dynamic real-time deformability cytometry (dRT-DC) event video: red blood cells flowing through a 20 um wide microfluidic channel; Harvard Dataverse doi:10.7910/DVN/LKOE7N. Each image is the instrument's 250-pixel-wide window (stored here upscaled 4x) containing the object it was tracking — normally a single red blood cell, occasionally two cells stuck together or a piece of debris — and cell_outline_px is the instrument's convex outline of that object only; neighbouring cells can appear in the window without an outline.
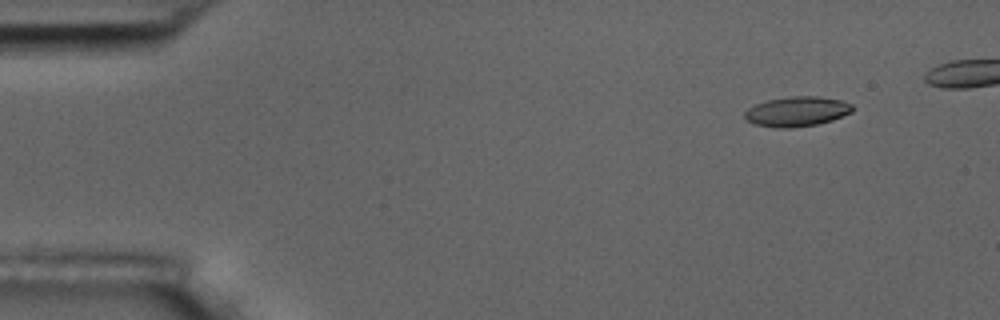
{"species": "common noctule bat (a hibernating species)", "species_latin": "Nyctalus noctula", "temperature_condition": "room temperature", "stored_images_in_passage": 6, "segment_of_instrument_passage": [1, 2], "camera_frame_rate_fps": 3000, "um_per_image_px": 0.085, "animal": {"sex": "male", "body_mass_g": 17.5, "forearm_length_mm": 52.3}, "frame": {"image": 1, "passage_image": 2, "time_ms": 1.333, "image_size_px": [1000, 320], "cell_outline_px": [[852, 112], [832, 120], [816, 124], [792, 128], [780, 128], [752, 124], [744, 116], [744, 112], [748, 108], [756, 104], [768, 100], [792, 96], [816, 96], [840, 100], [852, 104]], "centroid_in_image_um": [67.72, 9.48], "position_along_channel_um": 17.3, "area_um2": 18.61}}
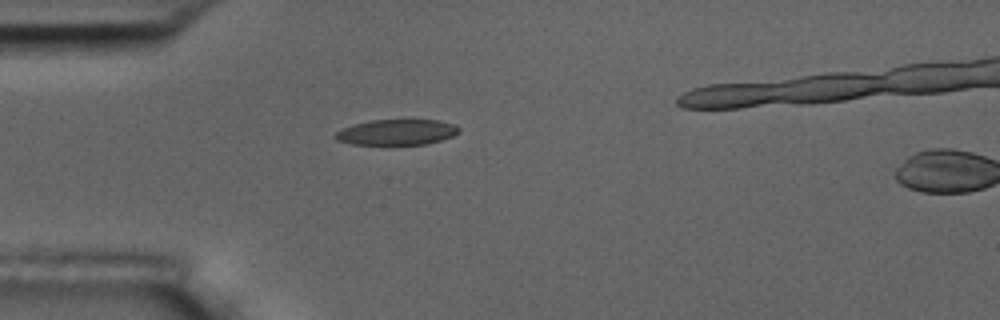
{"frame": {"image": 2, "passage_image": 5, "time_ms": 4.667, "image_size_px": [1000, 320], "cell_outline_px": [[460, 132], [452, 136], [428, 144], [352, 144], [336, 140], [332, 136], [336, 132], [352, 124], [372, 120], [436, 120], [456, 124], [460, 128]], "centroid_in_image_um": [33.73, 11.23], "position_along_channel_um": 51.3, "area_um2": 18.44}}